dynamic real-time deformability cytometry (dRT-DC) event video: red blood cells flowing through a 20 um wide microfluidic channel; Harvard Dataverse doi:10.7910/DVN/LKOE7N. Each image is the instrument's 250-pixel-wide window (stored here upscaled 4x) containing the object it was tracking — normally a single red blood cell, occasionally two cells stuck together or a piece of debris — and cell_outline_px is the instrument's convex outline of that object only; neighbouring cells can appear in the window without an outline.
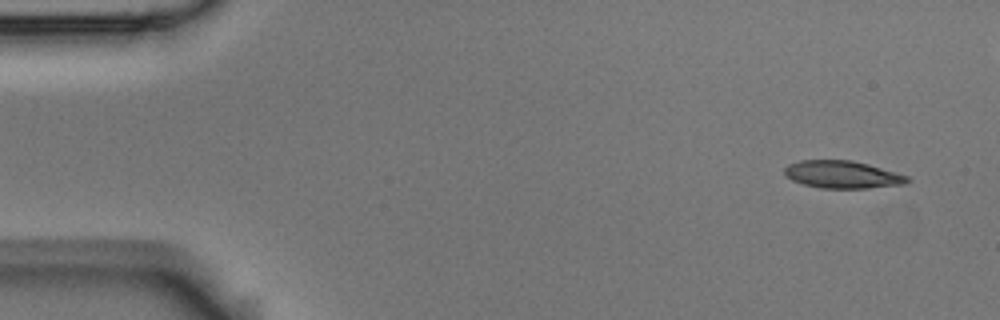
{"species": "Egyptian fruit bat (a non-hibernating species)", "species_latin": "Rousettus aegyptiacus", "temperature_condition": "room temperature", "stored_images_in_passage": 7, "camera_frame_rate_fps": 3000, "um_per_image_px": 0.085, "animal": {"sex": "male"}, "frame": {"image": 1, "passage_image": 1, "time_ms": 0.0, "image_size_px": [1000, 320], "cell_outline_px": [[912, 180], [908, 184], [868, 188], [820, 188], [804, 184], [792, 180], [784, 176], [784, 168], [788, 164], [800, 160], [852, 160], [868, 164], [908, 176]], "centroid_in_image_um": [71.61, 14.84], "position_along_channel_um": 13.4, "area_um2": 19.83}}
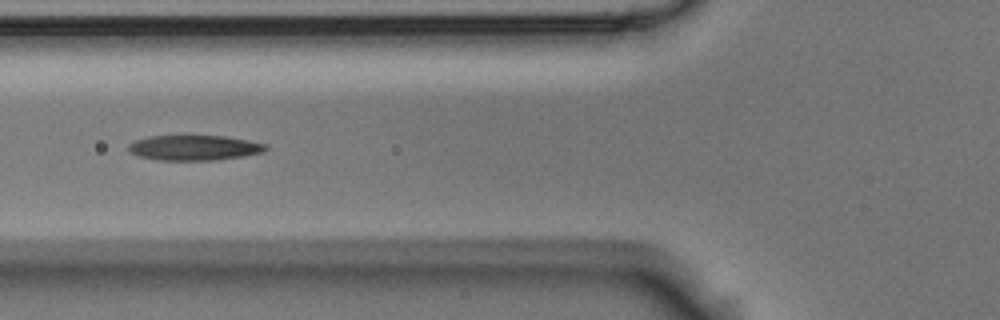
{"frame": {"image": 2, "passage_image": 6, "time_ms": 1.667, "image_size_px": [1000, 320], "cell_outline_px": [[268, 148], [264, 152], [244, 156], [216, 160], [160, 160], [140, 156], [132, 152], [128, 148], [128, 144], [136, 140], [148, 136], [188, 132], [224, 136], [248, 140], [268, 144]], "centroid_in_image_um": [16.53, 12.5], "position_along_channel_um": 109.3, "area_um2": 21.15}}
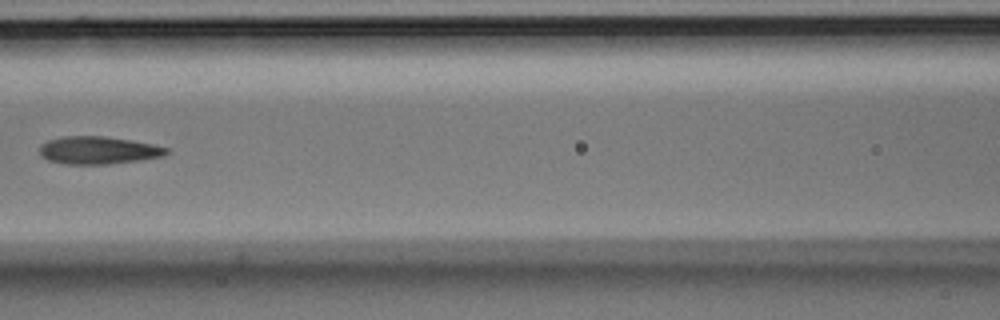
{"frame": {"image": 3, "passage_image": 7, "time_ms": 2.0, "image_size_px": [1000, 320], "cell_outline_px": [[172, 152], [164, 156], [140, 160], [108, 164], [64, 164], [48, 160], [40, 156], [40, 144], [48, 140], [64, 136], [104, 136], [132, 140], [172, 148]], "centroid_in_image_um": [8.4, 12.77], "position_along_channel_um": 158.2, "area_um2": 20.75}}